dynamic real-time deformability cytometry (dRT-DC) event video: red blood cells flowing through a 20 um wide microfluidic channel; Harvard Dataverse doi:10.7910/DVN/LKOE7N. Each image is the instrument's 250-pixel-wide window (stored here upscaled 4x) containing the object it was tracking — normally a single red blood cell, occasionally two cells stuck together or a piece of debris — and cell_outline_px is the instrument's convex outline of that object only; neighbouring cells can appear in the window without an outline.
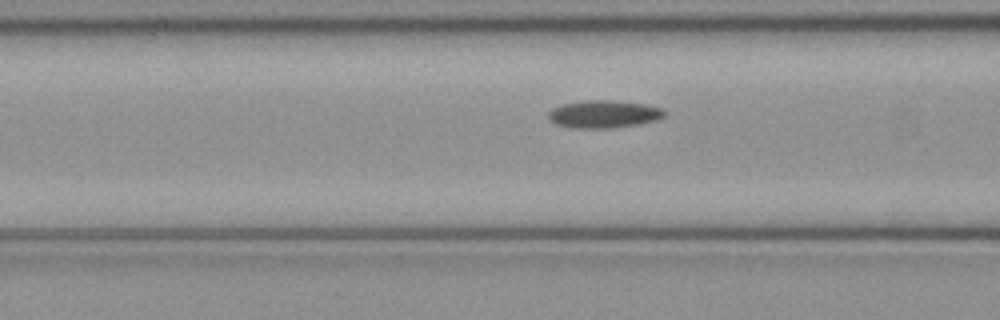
{"species": "common noctule bat (a hibernating species)", "species_latin": "Nyctalus noctula", "temperature_condition": "cold", "stored_images_in_passage": 37, "camera_frame_rate_fps": 3000, "um_per_image_px": 0.085, "animal": {"sex": "female", "body_mass_g": 21.9}, "frame": {"image": 1, "passage_image": 6, "time_ms": 1.667, "image_size_px": [1000, 320], "cell_outline_px": [[668, 112], [664, 116], [656, 120], [640, 124], [612, 128], [568, 128], [556, 124], [548, 116], [548, 112], [552, 108], [564, 104], [588, 100], [612, 100], [644, 104], [664, 108]], "centroid_in_image_um": [51.36, 9.7], "position_along_channel_um": 115.2, "area_um2": 18.79}}
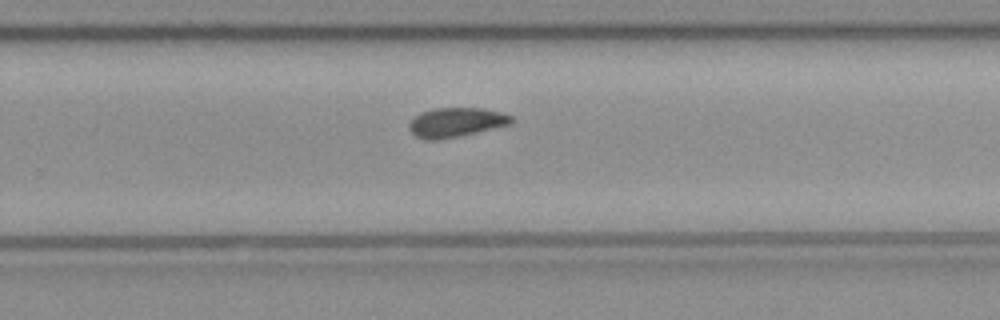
{"frame": {"image": 2, "passage_image": 19, "time_ms": 6.0, "image_size_px": [1000, 320], "cell_outline_px": [[516, 120], [512, 124], [460, 136], [440, 140], [424, 140], [416, 136], [408, 128], [408, 124], [420, 112], [436, 108], [484, 108], [500, 112], [512, 116]], "centroid_in_image_um": [38.79, 10.4], "position_along_channel_um": 291.0, "area_um2": 17.69}}
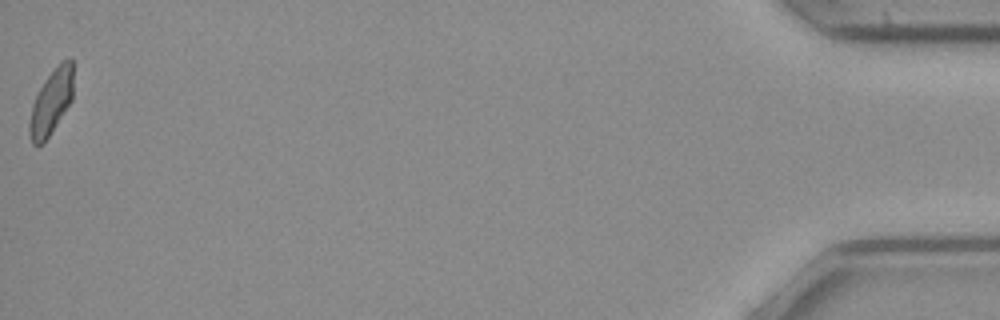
{"frame": {"image": 3, "passage_image": 37, "time_ms": 12.0, "image_size_px": [1000, 320], "cell_outline_px": [[72, 100], [44, 144], [32, 144], [28, 132], [28, 124], [32, 104], [44, 80], [60, 60], [68, 56], [72, 60]], "centroid_in_image_um": [4.34, 8.66], "position_along_channel_um": 430.9, "area_um2": 16.76}, "authors_computed_cell_mechanics": {"area_um2": 17.4556, "velocity_mm_per_s": 4.0518, "shape_relaxation_time_tau1_ms": null, "shape_relaxation_time_tau2_ms": 7.9516, "deformation_change_tau1": null, "deformation_change_tau2": 0.1293}}